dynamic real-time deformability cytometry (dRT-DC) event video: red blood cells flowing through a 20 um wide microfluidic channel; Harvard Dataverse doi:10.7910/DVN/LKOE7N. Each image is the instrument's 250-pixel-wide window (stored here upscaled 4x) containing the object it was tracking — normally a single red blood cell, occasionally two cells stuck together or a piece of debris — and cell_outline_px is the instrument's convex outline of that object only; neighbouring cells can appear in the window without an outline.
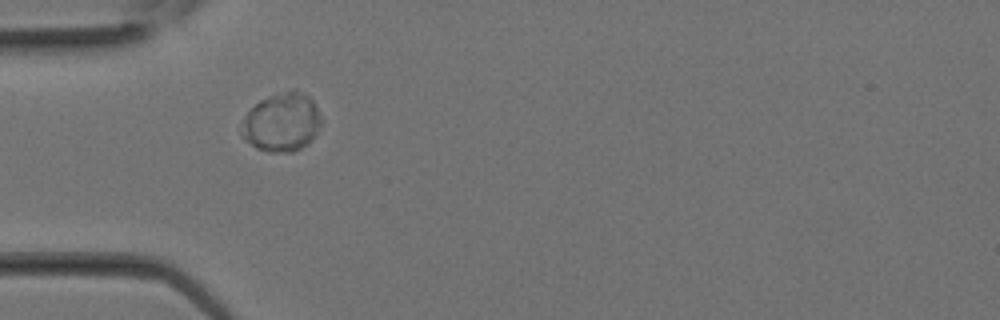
{"species": "Egyptian fruit bat (a non-hibernating species)", "species_latin": "Rousettus aegyptiacus", "temperature_condition": "room temperature", "stored_images_in_passage": 12, "camera_frame_rate_fps": 3000, "um_per_image_px": 0.085, "animal": {"sex": "female"}, "frame": {"image": 1, "passage_image": 1, "time_ms": 0.0, "image_size_px": [1000, 320], "cell_outline_px": [[320, 124], [316, 132], [300, 148], [292, 152], [268, 152], [256, 148], [240, 136], [240, 132], [244, 116], [260, 100], [296, 88], [308, 96], [312, 100], [320, 112]], "centroid_in_image_um": [23.92, 10.39], "position_along_channel_um": 61.1, "area_um2": 26.88}}
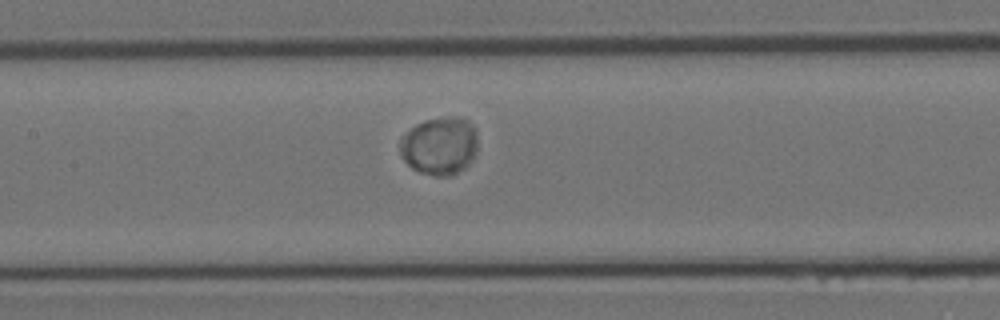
{"frame": {"image": 2, "passage_image": 6, "time_ms": 1.667, "image_size_px": [1000, 320], "cell_outline_px": [[476, 152], [472, 160], [464, 168], [448, 176], [436, 176], [420, 172], [412, 168], [400, 156], [400, 140], [416, 124], [424, 120], [456, 116], [460, 116], [468, 120], [476, 136]], "centroid_in_image_um": [37.35, 12.4], "position_along_channel_um": 170.0, "area_um2": 25.95}}
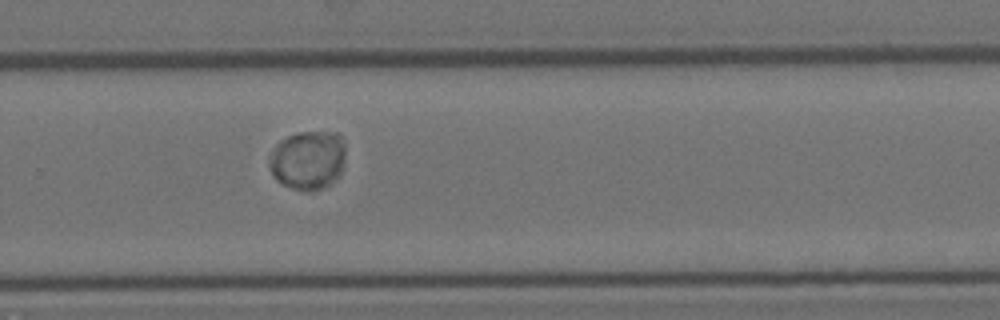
{"frame": {"image": 3, "passage_image": 12, "time_ms": 3.667, "image_size_px": [1000, 320], "cell_outline_px": [[344, 164], [340, 172], [328, 184], [320, 188], [304, 192], [292, 188], [276, 180], [272, 176], [268, 168], [268, 156], [276, 144], [280, 140], [288, 136], [300, 132], [340, 132], [344, 144]], "centroid_in_image_um": [26.13, 13.58], "position_along_channel_um": 303.7, "area_um2": 26.36}}